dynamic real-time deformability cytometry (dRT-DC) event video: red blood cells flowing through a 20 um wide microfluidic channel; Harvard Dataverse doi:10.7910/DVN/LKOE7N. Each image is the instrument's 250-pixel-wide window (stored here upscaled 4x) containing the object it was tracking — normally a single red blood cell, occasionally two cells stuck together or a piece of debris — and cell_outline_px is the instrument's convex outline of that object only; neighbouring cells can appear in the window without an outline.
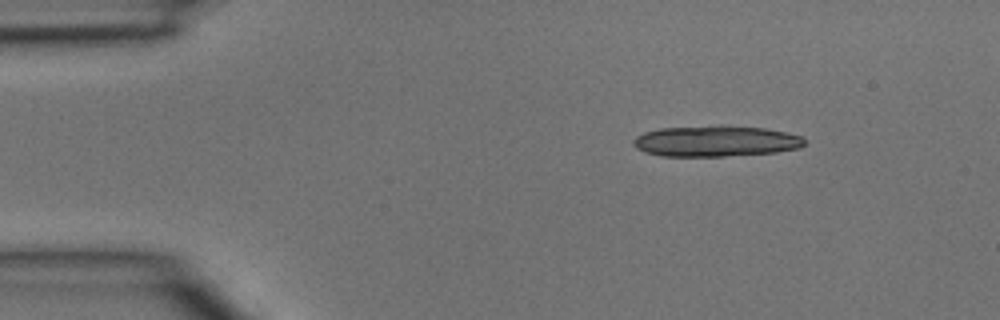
{"species": "common noctule bat (a hibernating species)", "species_latin": "Nyctalus noctula", "temperature_condition": "room temperature", "stored_images_in_passage": 2, "camera_frame_rate_fps": 3000, "um_per_image_px": 0.085, "animal": {"sex": "male", "body_mass_g": 15.6}, "frame": {"image": 1, "passage_image": 1, "time_ms": 0.0, "image_size_px": [1000, 320], "cell_outline_px": [[804, 144], [800, 148], [776, 152], [724, 156], [660, 156], [644, 152], [636, 148], [632, 144], [632, 140], [636, 136], [644, 132], [660, 128], [720, 124], [764, 128], [784, 132], [800, 136], [804, 140]], "centroid_in_image_um": [60.78, 11.98], "position_along_channel_um": 24.2, "area_um2": 31.21}}